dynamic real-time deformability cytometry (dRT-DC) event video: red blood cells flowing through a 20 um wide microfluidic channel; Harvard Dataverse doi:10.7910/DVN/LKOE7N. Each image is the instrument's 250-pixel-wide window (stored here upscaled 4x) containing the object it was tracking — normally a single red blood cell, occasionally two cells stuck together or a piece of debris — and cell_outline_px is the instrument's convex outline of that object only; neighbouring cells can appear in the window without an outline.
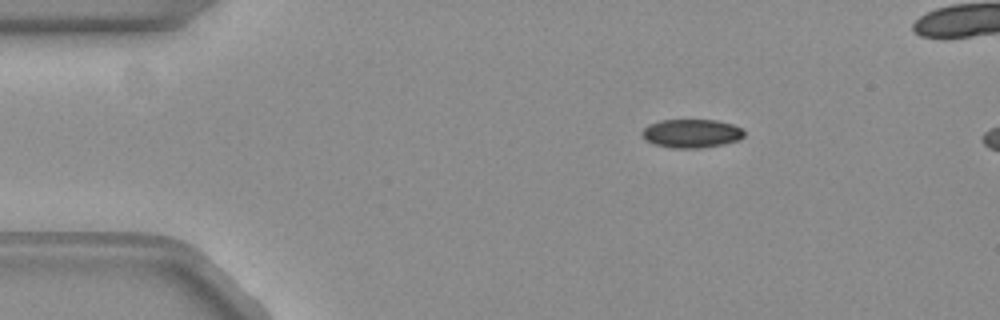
{"species": "common noctule bat (a hibernating species)", "species_latin": "Nyctalus noctula", "temperature_condition": "warm", "stored_images_in_passage": 6, "camera_frame_rate_fps": 3000, "um_per_image_px": 0.085, "animal": {"sex": "female", "body_mass_g": 19.3, "forearm_length_mm": 54.1}, "frame": {"image": 1, "passage_image": 1, "time_ms": 0.0, "image_size_px": [1000, 320], "cell_outline_px": [[744, 136], [736, 140], [720, 144], [688, 148], [680, 148], [656, 144], [648, 140], [640, 132], [648, 124], [660, 120], [716, 120], [732, 124], [740, 128], [744, 132]], "centroid_in_image_um": [58.75, 11.31], "position_along_channel_um": 26.2, "area_um2": 16.42}}